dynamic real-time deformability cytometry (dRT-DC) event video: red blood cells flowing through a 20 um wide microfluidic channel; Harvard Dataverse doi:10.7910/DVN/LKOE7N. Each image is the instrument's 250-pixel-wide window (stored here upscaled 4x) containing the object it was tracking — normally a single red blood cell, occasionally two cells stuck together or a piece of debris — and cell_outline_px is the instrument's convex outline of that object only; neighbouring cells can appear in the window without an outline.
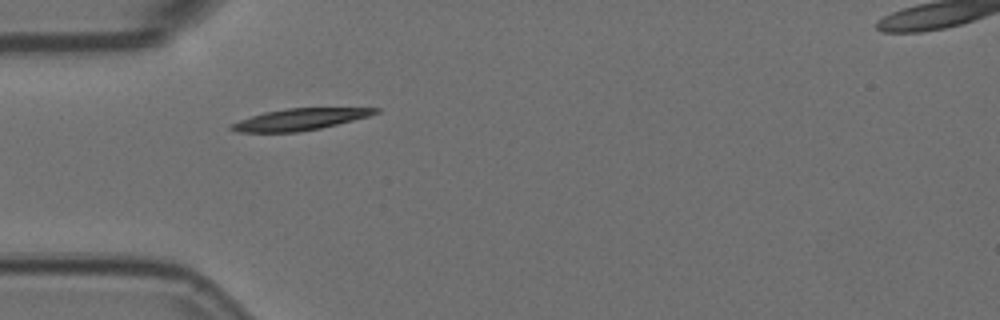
{"species": "Egyptian fruit bat (a non-hibernating species)", "species_latin": "Rousettus aegyptiacus", "temperature_condition": "room temperature", "stored_images_in_passage": 2, "camera_frame_rate_fps": 3000, "um_per_image_px": 0.085, "animal": {"sex": "female"}, "frame": {"image": 1, "passage_image": 1, "time_ms": 0.0, "image_size_px": [1000, 320], "cell_outline_px": [[380, 112], [368, 116], [320, 128], [300, 132], [236, 132], [228, 128], [228, 124], [264, 112], [288, 108], [380, 108]], "centroid_in_image_um": [25.42, 10.15], "position_along_channel_um": 59.6, "area_um2": 17.98}}
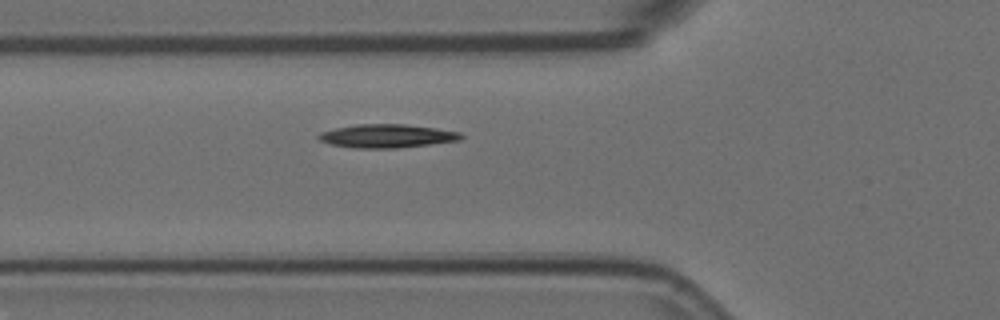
{"frame": {"image": 2, "passage_image": 2, "time_ms": 0.333, "image_size_px": [1000, 320], "cell_outline_px": [[464, 136], [460, 140], [396, 148], [352, 148], [332, 144], [320, 140], [316, 136], [320, 132], [336, 128], [356, 124], [404, 124], [460, 132]], "centroid_in_image_um": [32.85, 11.56], "position_along_channel_um": 92.9, "area_um2": 19.25}}